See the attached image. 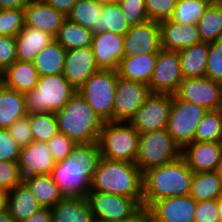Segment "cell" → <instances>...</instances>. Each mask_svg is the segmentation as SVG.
Here are the masks:
<instances>
[{"label": "cell", "instance_id": "1", "mask_svg": "<svg viewBox=\"0 0 222 222\" xmlns=\"http://www.w3.org/2000/svg\"><path fill=\"white\" fill-rule=\"evenodd\" d=\"M101 157L98 141L76 144L71 156L53 168L51 176L60 192L65 197L85 196Z\"/></svg>", "mask_w": 222, "mask_h": 222}, {"label": "cell", "instance_id": "2", "mask_svg": "<svg viewBox=\"0 0 222 222\" xmlns=\"http://www.w3.org/2000/svg\"><path fill=\"white\" fill-rule=\"evenodd\" d=\"M194 172L181 156L177 160L143 172V203L146 211L155 201L189 195Z\"/></svg>", "mask_w": 222, "mask_h": 222}, {"label": "cell", "instance_id": "3", "mask_svg": "<svg viewBox=\"0 0 222 222\" xmlns=\"http://www.w3.org/2000/svg\"><path fill=\"white\" fill-rule=\"evenodd\" d=\"M90 190L130 197L142 207L143 172L135 163L101 157Z\"/></svg>", "mask_w": 222, "mask_h": 222}, {"label": "cell", "instance_id": "4", "mask_svg": "<svg viewBox=\"0 0 222 222\" xmlns=\"http://www.w3.org/2000/svg\"><path fill=\"white\" fill-rule=\"evenodd\" d=\"M55 116L58 131L76 144L98 141L105 123L78 92L60 111L55 112Z\"/></svg>", "mask_w": 222, "mask_h": 222}, {"label": "cell", "instance_id": "5", "mask_svg": "<svg viewBox=\"0 0 222 222\" xmlns=\"http://www.w3.org/2000/svg\"><path fill=\"white\" fill-rule=\"evenodd\" d=\"M76 92L63 74L39 76L35 89L25 94L27 114L60 111Z\"/></svg>", "mask_w": 222, "mask_h": 222}, {"label": "cell", "instance_id": "6", "mask_svg": "<svg viewBox=\"0 0 222 222\" xmlns=\"http://www.w3.org/2000/svg\"><path fill=\"white\" fill-rule=\"evenodd\" d=\"M139 133L126 121H107L100 131L98 143L103 158L135 163Z\"/></svg>", "mask_w": 222, "mask_h": 222}, {"label": "cell", "instance_id": "7", "mask_svg": "<svg viewBox=\"0 0 222 222\" xmlns=\"http://www.w3.org/2000/svg\"><path fill=\"white\" fill-rule=\"evenodd\" d=\"M181 156L182 149L166 128L139 134L135 164L142 172L152 167L171 163Z\"/></svg>", "mask_w": 222, "mask_h": 222}, {"label": "cell", "instance_id": "8", "mask_svg": "<svg viewBox=\"0 0 222 222\" xmlns=\"http://www.w3.org/2000/svg\"><path fill=\"white\" fill-rule=\"evenodd\" d=\"M117 78V71L100 69L77 91L104 122L113 121Z\"/></svg>", "mask_w": 222, "mask_h": 222}, {"label": "cell", "instance_id": "9", "mask_svg": "<svg viewBox=\"0 0 222 222\" xmlns=\"http://www.w3.org/2000/svg\"><path fill=\"white\" fill-rule=\"evenodd\" d=\"M85 198L96 222H130L143 211L130 197L89 190Z\"/></svg>", "mask_w": 222, "mask_h": 222}, {"label": "cell", "instance_id": "10", "mask_svg": "<svg viewBox=\"0 0 222 222\" xmlns=\"http://www.w3.org/2000/svg\"><path fill=\"white\" fill-rule=\"evenodd\" d=\"M206 112V109L172 95V108L166 129L181 149L194 141L197 125Z\"/></svg>", "mask_w": 222, "mask_h": 222}, {"label": "cell", "instance_id": "11", "mask_svg": "<svg viewBox=\"0 0 222 222\" xmlns=\"http://www.w3.org/2000/svg\"><path fill=\"white\" fill-rule=\"evenodd\" d=\"M172 108V95L151 93L127 121L139 134L167 128Z\"/></svg>", "mask_w": 222, "mask_h": 222}, {"label": "cell", "instance_id": "12", "mask_svg": "<svg viewBox=\"0 0 222 222\" xmlns=\"http://www.w3.org/2000/svg\"><path fill=\"white\" fill-rule=\"evenodd\" d=\"M174 95L207 111L222 109V83L206 76L184 78Z\"/></svg>", "mask_w": 222, "mask_h": 222}, {"label": "cell", "instance_id": "13", "mask_svg": "<svg viewBox=\"0 0 222 222\" xmlns=\"http://www.w3.org/2000/svg\"><path fill=\"white\" fill-rule=\"evenodd\" d=\"M183 80L177 51L161 49L148 87L151 93L174 95Z\"/></svg>", "mask_w": 222, "mask_h": 222}, {"label": "cell", "instance_id": "14", "mask_svg": "<svg viewBox=\"0 0 222 222\" xmlns=\"http://www.w3.org/2000/svg\"><path fill=\"white\" fill-rule=\"evenodd\" d=\"M151 94L147 84L118 76L113 108V121H128Z\"/></svg>", "mask_w": 222, "mask_h": 222}, {"label": "cell", "instance_id": "15", "mask_svg": "<svg viewBox=\"0 0 222 222\" xmlns=\"http://www.w3.org/2000/svg\"><path fill=\"white\" fill-rule=\"evenodd\" d=\"M196 207L190 195L175 196L155 201L146 213L152 222H194Z\"/></svg>", "mask_w": 222, "mask_h": 222}, {"label": "cell", "instance_id": "16", "mask_svg": "<svg viewBox=\"0 0 222 222\" xmlns=\"http://www.w3.org/2000/svg\"><path fill=\"white\" fill-rule=\"evenodd\" d=\"M161 50L159 22L148 20L131 26L124 35V57L158 54Z\"/></svg>", "mask_w": 222, "mask_h": 222}, {"label": "cell", "instance_id": "17", "mask_svg": "<svg viewBox=\"0 0 222 222\" xmlns=\"http://www.w3.org/2000/svg\"><path fill=\"white\" fill-rule=\"evenodd\" d=\"M99 70L91 46L67 50L63 76L76 91Z\"/></svg>", "mask_w": 222, "mask_h": 222}, {"label": "cell", "instance_id": "18", "mask_svg": "<svg viewBox=\"0 0 222 222\" xmlns=\"http://www.w3.org/2000/svg\"><path fill=\"white\" fill-rule=\"evenodd\" d=\"M91 48L99 69L117 71L124 57V36L110 31L94 34Z\"/></svg>", "mask_w": 222, "mask_h": 222}, {"label": "cell", "instance_id": "19", "mask_svg": "<svg viewBox=\"0 0 222 222\" xmlns=\"http://www.w3.org/2000/svg\"><path fill=\"white\" fill-rule=\"evenodd\" d=\"M56 161L46 142L33 141L21 148L18 167L22 179L29 176L51 175Z\"/></svg>", "mask_w": 222, "mask_h": 222}, {"label": "cell", "instance_id": "20", "mask_svg": "<svg viewBox=\"0 0 222 222\" xmlns=\"http://www.w3.org/2000/svg\"><path fill=\"white\" fill-rule=\"evenodd\" d=\"M182 157L193 172L217 171L222 161V142L193 141L182 149Z\"/></svg>", "mask_w": 222, "mask_h": 222}, {"label": "cell", "instance_id": "21", "mask_svg": "<svg viewBox=\"0 0 222 222\" xmlns=\"http://www.w3.org/2000/svg\"><path fill=\"white\" fill-rule=\"evenodd\" d=\"M161 49L181 51L201 42L197 24H177L166 19L159 22Z\"/></svg>", "mask_w": 222, "mask_h": 222}, {"label": "cell", "instance_id": "22", "mask_svg": "<svg viewBox=\"0 0 222 222\" xmlns=\"http://www.w3.org/2000/svg\"><path fill=\"white\" fill-rule=\"evenodd\" d=\"M25 26L47 32L55 37L66 19L44 0H31L24 8Z\"/></svg>", "mask_w": 222, "mask_h": 222}, {"label": "cell", "instance_id": "23", "mask_svg": "<svg viewBox=\"0 0 222 222\" xmlns=\"http://www.w3.org/2000/svg\"><path fill=\"white\" fill-rule=\"evenodd\" d=\"M42 208L43 206L23 181L7 191L6 209L15 222H22L28 219Z\"/></svg>", "mask_w": 222, "mask_h": 222}, {"label": "cell", "instance_id": "24", "mask_svg": "<svg viewBox=\"0 0 222 222\" xmlns=\"http://www.w3.org/2000/svg\"><path fill=\"white\" fill-rule=\"evenodd\" d=\"M39 74L32 62L15 61L1 74V82L22 94L35 89Z\"/></svg>", "mask_w": 222, "mask_h": 222}, {"label": "cell", "instance_id": "25", "mask_svg": "<svg viewBox=\"0 0 222 222\" xmlns=\"http://www.w3.org/2000/svg\"><path fill=\"white\" fill-rule=\"evenodd\" d=\"M15 38L17 43V60L32 63L38 53L55 40L47 32L26 26Z\"/></svg>", "mask_w": 222, "mask_h": 222}, {"label": "cell", "instance_id": "26", "mask_svg": "<svg viewBox=\"0 0 222 222\" xmlns=\"http://www.w3.org/2000/svg\"><path fill=\"white\" fill-rule=\"evenodd\" d=\"M50 210L52 222H96L85 196L64 197Z\"/></svg>", "mask_w": 222, "mask_h": 222}, {"label": "cell", "instance_id": "27", "mask_svg": "<svg viewBox=\"0 0 222 222\" xmlns=\"http://www.w3.org/2000/svg\"><path fill=\"white\" fill-rule=\"evenodd\" d=\"M158 54H143L123 57L117 69L118 76L132 81L149 84Z\"/></svg>", "mask_w": 222, "mask_h": 222}, {"label": "cell", "instance_id": "28", "mask_svg": "<svg viewBox=\"0 0 222 222\" xmlns=\"http://www.w3.org/2000/svg\"><path fill=\"white\" fill-rule=\"evenodd\" d=\"M27 115L25 94L0 82V129H7L17 119Z\"/></svg>", "mask_w": 222, "mask_h": 222}, {"label": "cell", "instance_id": "29", "mask_svg": "<svg viewBox=\"0 0 222 222\" xmlns=\"http://www.w3.org/2000/svg\"><path fill=\"white\" fill-rule=\"evenodd\" d=\"M208 52L209 43L206 42L178 51L183 79L206 76Z\"/></svg>", "mask_w": 222, "mask_h": 222}, {"label": "cell", "instance_id": "30", "mask_svg": "<svg viewBox=\"0 0 222 222\" xmlns=\"http://www.w3.org/2000/svg\"><path fill=\"white\" fill-rule=\"evenodd\" d=\"M23 182L43 208H52L65 197L51 175L29 176Z\"/></svg>", "mask_w": 222, "mask_h": 222}, {"label": "cell", "instance_id": "31", "mask_svg": "<svg viewBox=\"0 0 222 222\" xmlns=\"http://www.w3.org/2000/svg\"><path fill=\"white\" fill-rule=\"evenodd\" d=\"M66 52L56 40L41 50L33 62L39 76L63 74Z\"/></svg>", "mask_w": 222, "mask_h": 222}, {"label": "cell", "instance_id": "32", "mask_svg": "<svg viewBox=\"0 0 222 222\" xmlns=\"http://www.w3.org/2000/svg\"><path fill=\"white\" fill-rule=\"evenodd\" d=\"M101 15V3L95 0H77L66 18L97 34L100 33Z\"/></svg>", "mask_w": 222, "mask_h": 222}, {"label": "cell", "instance_id": "33", "mask_svg": "<svg viewBox=\"0 0 222 222\" xmlns=\"http://www.w3.org/2000/svg\"><path fill=\"white\" fill-rule=\"evenodd\" d=\"M221 179L217 171L194 172L189 195L196 201L217 200Z\"/></svg>", "mask_w": 222, "mask_h": 222}, {"label": "cell", "instance_id": "34", "mask_svg": "<svg viewBox=\"0 0 222 222\" xmlns=\"http://www.w3.org/2000/svg\"><path fill=\"white\" fill-rule=\"evenodd\" d=\"M201 42L222 40V2H213L197 22Z\"/></svg>", "mask_w": 222, "mask_h": 222}, {"label": "cell", "instance_id": "35", "mask_svg": "<svg viewBox=\"0 0 222 222\" xmlns=\"http://www.w3.org/2000/svg\"><path fill=\"white\" fill-rule=\"evenodd\" d=\"M93 35L91 30L66 18L54 38L65 50H71L91 46Z\"/></svg>", "mask_w": 222, "mask_h": 222}, {"label": "cell", "instance_id": "36", "mask_svg": "<svg viewBox=\"0 0 222 222\" xmlns=\"http://www.w3.org/2000/svg\"><path fill=\"white\" fill-rule=\"evenodd\" d=\"M129 30L130 25L117 1L102 4L100 32L110 31L124 36Z\"/></svg>", "mask_w": 222, "mask_h": 222}, {"label": "cell", "instance_id": "37", "mask_svg": "<svg viewBox=\"0 0 222 222\" xmlns=\"http://www.w3.org/2000/svg\"><path fill=\"white\" fill-rule=\"evenodd\" d=\"M194 141L222 142V109L206 112L197 125Z\"/></svg>", "mask_w": 222, "mask_h": 222}, {"label": "cell", "instance_id": "38", "mask_svg": "<svg viewBox=\"0 0 222 222\" xmlns=\"http://www.w3.org/2000/svg\"><path fill=\"white\" fill-rule=\"evenodd\" d=\"M210 3L209 0H178L170 20L177 24H197Z\"/></svg>", "mask_w": 222, "mask_h": 222}, {"label": "cell", "instance_id": "39", "mask_svg": "<svg viewBox=\"0 0 222 222\" xmlns=\"http://www.w3.org/2000/svg\"><path fill=\"white\" fill-rule=\"evenodd\" d=\"M27 116L33 141L47 142L59 132L55 113L28 114Z\"/></svg>", "mask_w": 222, "mask_h": 222}, {"label": "cell", "instance_id": "40", "mask_svg": "<svg viewBox=\"0 0 222 222\" xmlns=\"http://www.w3.org/2000/svg\"><path fill=\"white\" fill-rule=\"evenodd\" d=\"M24 26V9H0V36L16 37Z\"/></svg>", "mask_w": 222, "mask_h": 222}, {"label": "cell", "instance_id": "41", "mask_svg": "<svg viewBox=\"0 0 222 222\" xmlns=\"http://www.w3.org/2000/svg\"><path fill=\"white\" fill-rule=\"evenodd\" d=\"M128 24L131 26L147 22V12L144 0H117Z\"/></svg>", "mask_w": 222, "mask_h": 222}, {"label": "cell", "instance_id": "42", "mask_svg": "<svg viewBox=\"0 0 222 222\" xmlns=\"http://www.w3.org/2000/svg\"><path fill=\"white\" fill-rule=\"evenodd\" d=\"M177 1L178 0H144L148 19L156 22L170 19Z\"/></svg>", "mask_w": 222, "mask_h": 222}, {"label": "cell", "instance_id": "43", "mask_svg": "<svg viewBox=\"0 0 222 222\" xmlns=\"http://www.w3.org/2000/svg\"><path fill=\"white\" fill-rule=\"evenodd\" d=\"M206 77L222 83V40L209 43Z\"/></svg>", "mask_w": 222, "mask_h": 222}, {"label": "cell", "instance_id": "44", "mask_svg": "<svg viewBox=\"0 0 222 222\" xmlns=\"http://www.w3.org/2000/svg\"><path fill=\"white\" fill-rule=\"evenodd\" d=\"M52 156L56 162L65 160L71 156L76 143L66 134L58 132L50 140L46 142Z\"/></svg>", "mask_w": 222, "mask_h": 222}, {"label": "cell", "instance_id": "45", "mask_svg": "<svg viewBox=\"0 0 222 222\" xmlns=\"http://www.w3.org/2000/svg\"><path fill=\"white\" fill-rule=\"evenodd\" d=\"M22 181L18 162L0 161V190L7 192Z\"/></svg>", "mask_w": 222, "mask_h": 222}, {"label": "cell", "instance_id": "46", "mask_svg": "<svg viewBox=\"0 0 222 222\" xmlns=\"http://www.w3.org/2000/svg\"><path fill=\"white\" fill-rule=\"evenodd\" d=\"M7 130L21 148L26 147L33 142L28 116L17 119L7 128Z\"/></svg>", "mask_w": 222, "mask_h": 222}, {"label": "cell", "instance_id": "47", "mask_svg": "<svg viewBox=\"0 0 222 222\" xmlns=\"http://www.w3.org/2000/svg\"><path fill=\"white\" fill-rule=\"evenodd\" d=\"M17 61L16 38L0 36V74Z\"/></svg>", "mask_w": 222, "mask_h": 222}, {"label": "cell", "instance_id": "48", "mask_svg": "<svg viewBox=\"0 0 222 222\" xmlns=\"http://www.w3.org/2000/svg\"><path fill=\"white\" fill-rule=\"evenodd\" d=\"M21 147L7 129H0V161L18 162Z\"/></svg>", "mask_w": 222, "mask_h": 222}, {"label": "cell", "instance_id": "49", "mask_svg": "<svg viewBox=\"0 0 222 222\" xmlns=\"http://www.w3.org/2000/svg\"><path fill=\"white\" fill-rule=\"evenodd\" d=\"M194 222H220L218 216V199L197 202Z\"/></svg>", "mask_w": 222, "mask_h": 222}, {"label": "cell", "instance_id": "50", "mask_svg": "<svg viewBox=\"0 0 222 222\" xmlns=\"http://www.w3.org/2000/svg\"><path fill=\"white\" fill-rule=\"evenodd\" d=\"M44 1L67 17V15L71 11V8L73 7V5L76 3L77 0H44Z\"/></svg>", "mask_w": 222, "mask_h": 222}, {"label": "cell", "instance_id": "51", "mask_svg": "<svg viewBox=\"0 0 222 222\" xmlns=\"http://www.w3.org/2000/svg\"><path fill=\"white\" fill-rule=\"evenodd\" d=\"M22 222H52V213L50 208H42L40 211L32 214L28 219Z\"/></svg>", "mask_w": 222, "mask_h": 222}, {"label": "cell", "instance_id": "52", "mask_svg": "<svg viewBox=\"0 0 222 222\" xmlns=\"http://www.w3.org/2000/svg\"><path fill=\"white\" fill-rule=\"evenodd\" d=\"M31 0H0V9H24Z\"/></svg>", "mask_w": 222, "mask_h": 222}, {"label": "cell", "instance_id": "53", "mask_svg": "<svg viewBox=\"0 0 222 222\" xmlns=\"http://www.w3.org/2000/svg\"><path fill=\"white\" fill-rule=\"evenodd\" d=\"M7 205V192L0 190V213L6 210Z\"/></svg>", "mask_w": 222, "mask_h": 222}, {"label": "cell", "instance_id": "54", "mask_svg": "<svg viewBox=\"0 0 222 222\" xmlns=\"http://www.w3.org/2000/svg\"><path fill=\"white\" fill-rule=\"evenodd\" d=\"M0 222H15V221L13 220L8 210L6 209L0 213Z\"/></svg>", "mask_w": 222, "mask_h": 222}, {"label": "cell", "instance_id": "55", "mask_svg": "<svg viewBox=\"0 0 222 222\" xmlns=\"http://www.w3.org/2000/svg\"><path fill=\"white\" fill-rule=\"evenodd\" d=\"M130 222H147V213L142 211L133 221Z\"/></svg>", "mask_w": 222, "mask_h": 222}, {"label": "cell", "instance_id": "56", "mask_svg": "<svg viewBox=\"0 0 222 222\" xmlns=\"http://www.w3.org/2000/svg\"><path fill=\"white\" fill-rule=\"evenodd\" d=\"M217 173L220 176L221 179V186H220V198H222V161L219 164L218 168H217Z\"/></svg>", "mask_w": 222, "mask_h": 222}, {"label": "cell", "instance_id": "57", "mask_svg": "<svg viewBox=\"0 0 222 222\" xmlns=\"http://www.w3.org/2000/svg\"><path fill=\"white\" fill-rule=\"evenodd\" d=\"M218 216L220 222H222V198H218Z\"/></svg>", "mask_w": 222, "mask_h": 222}, {"label": "cell", "instance_id": "58", "mask_svg": "<svg viewBox=\"0 0 222 222\" xmlns=\"http://www.w3.org/2000/svg\"><path fill=\"white\" fill-rule=\"evenodd\" d=\"M95 1H97V2H99V3H101V4H104V3L115 2V1H117V0H95Z\"/></svg>", "mask_w": 222, "mask_h": 222}, {"label": "cell", "instance_id": "59", "mask_svg": "<svg viewBox=\"0 0 222 222\" xmlns=\"http://www.w3.org/2000/svg\"><path fill=\"white\" fill-rule=\"evenodd\" d=\"M211 3L213 2H222V0H209Z\"/></svg>", "mask_w": 222, "mask_h": 222}, {"label": "cell", "instance_id": "60", "mask_svg": "<svg viewBox=\"0 0 222 222\" xmlns=\"http://www.w3.org/2000/svg\"><path fill=\"white\" fill-rule=\"evenodd\" d=\"M147 222H152V221L148 218V216H147Z\"/></svg>", "mask_w": 222, "mask_h": 222}]
</instances>
